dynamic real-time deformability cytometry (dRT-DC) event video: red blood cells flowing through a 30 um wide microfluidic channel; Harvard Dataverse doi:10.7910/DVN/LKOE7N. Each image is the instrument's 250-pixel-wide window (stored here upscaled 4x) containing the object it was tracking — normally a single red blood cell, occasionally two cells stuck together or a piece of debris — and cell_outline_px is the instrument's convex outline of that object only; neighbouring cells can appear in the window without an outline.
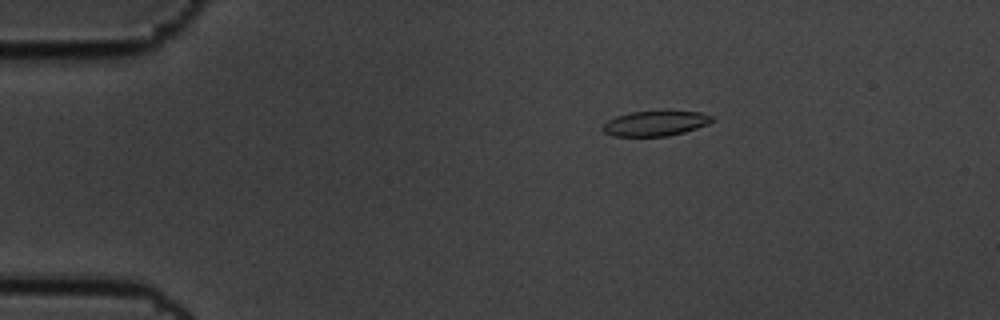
{"species": "common noctule bat (a hibernating species)", "species_latin": "Nyctalus noctula", "temperature_condition": "cold", "stored_images_in_passage": 49, "camera_frame_rate_fps": 3000, "um_per_image_px": 0.085, "animal": {"sex": "male", "body_mass_g": 19.5, "forearm_length_mm": 54.6}, "frame": {"image": 1, "passage_image": 1, "time_ms": 0.0, "image_size_px": [1000, 320], "cell_outline_px": [[716, 120], [708, 124], [684, 132], [668, 136], [612, 136], [604, 132], [600, 128], [608, 120], [616, 116], [632, 112], [700, 112], [712, 116]], "centroid_in_image_um": [55.69, 10.5], "position_along_channel_um": 29.3, "area_um2": 15.78}}
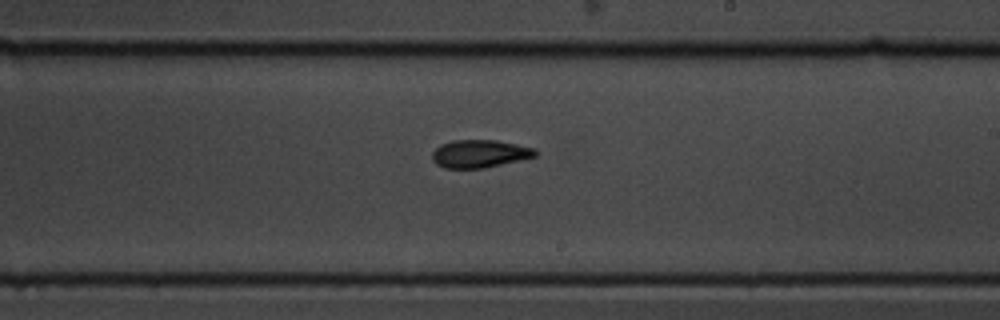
{"frame": {"image": 2, "passage_image": 25, "time_ms": 8.0, "image_size_px": [1000, 320], "cell_outline_px": [[536, 156], [484, 168], [444, 168], [436, 164], [432, 160], [432, 152], [440, 144], [452, 140], [496, 140], [536, 148]], "centroid_in_image_um": [40.74, 13.06], "position_along_channel_um": 248.3, "area_um2": 16.7}}
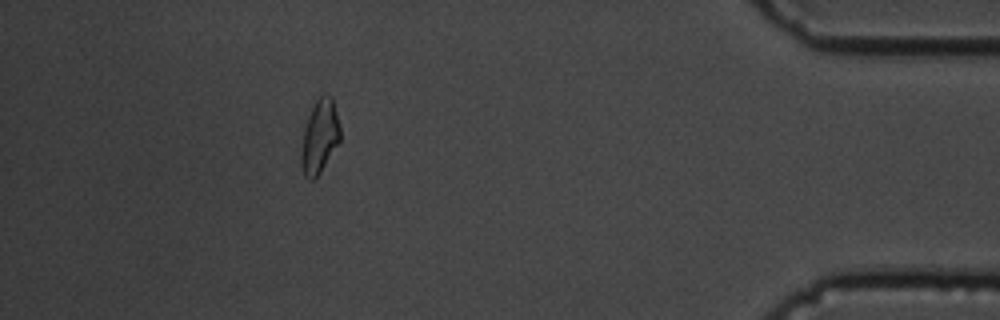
{"frame": {"image": 3, "passage_image": 43, "time_ms": 14.0, "image_size_px": [1000, 320], "cell_outline_px": [[340, 140], [320, 172], [312, 180], [308, 180], [304, 176], [300, 164], [300, 152], [304, 128], [308, 116], [316, 100], [324, 92], [332, 96], [340, 128]], "centroid_in_image_um": [27.15, 11.6], "position_along_channel_um": 408.1, "area_um2": 16.7}, "authors_computed_cell_mechanics": {"area_um2": 16.8198, "velocity_mm_per_s": 3.4742, "shape_relaxation_time_tau1_ms": 4.6962, "shape_relaxation_time_tau2_ms": 3.9529, "deformation_change_tau1": 0.1303, "deformation_change_tau2": 0.1093}}